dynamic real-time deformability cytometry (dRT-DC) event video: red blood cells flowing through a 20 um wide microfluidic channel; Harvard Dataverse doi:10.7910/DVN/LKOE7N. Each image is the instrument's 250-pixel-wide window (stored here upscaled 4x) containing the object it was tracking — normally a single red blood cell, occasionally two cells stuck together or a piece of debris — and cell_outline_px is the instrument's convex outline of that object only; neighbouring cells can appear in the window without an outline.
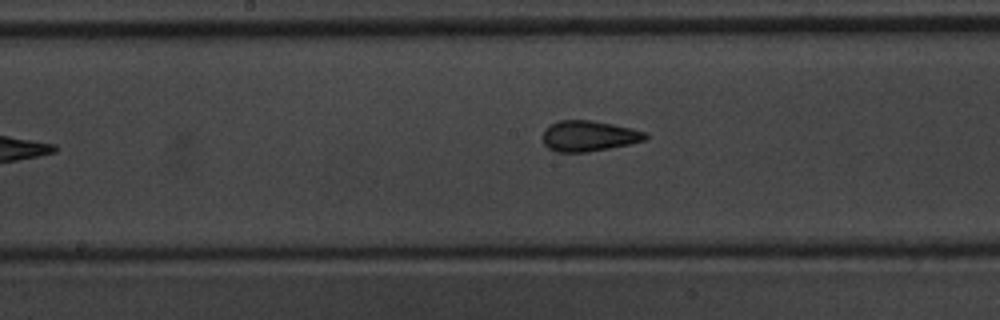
{"species": "common noctule bat (a hibernating species)", "species_latin": "Nyctalus noctula", "temperature_condition": "warm", "stored_images_in_passage": 9, "camera_frame_rate_fps": 3000, "um_per_image_px": 0.085, "animal": {"sex": "male", "body_mass_g": 20.1, "forearm_length_mm": 53.5}, "frame": {"image": 1, "passage_image": 9, "time_ms": 9.333, "image_size_px": [1000, 320], "cell_outline_px": [[648, 140], [588, 152], [556, 152], [548, 148], [544, 144], [544, 128], [560, 120], [592, 120], [632, 128], [644, 132], [648, 136]], "centroid_in_image_um": [50.05, 11.56], "position_along_channel_um": 198.1, "area_um2": 18.26}}